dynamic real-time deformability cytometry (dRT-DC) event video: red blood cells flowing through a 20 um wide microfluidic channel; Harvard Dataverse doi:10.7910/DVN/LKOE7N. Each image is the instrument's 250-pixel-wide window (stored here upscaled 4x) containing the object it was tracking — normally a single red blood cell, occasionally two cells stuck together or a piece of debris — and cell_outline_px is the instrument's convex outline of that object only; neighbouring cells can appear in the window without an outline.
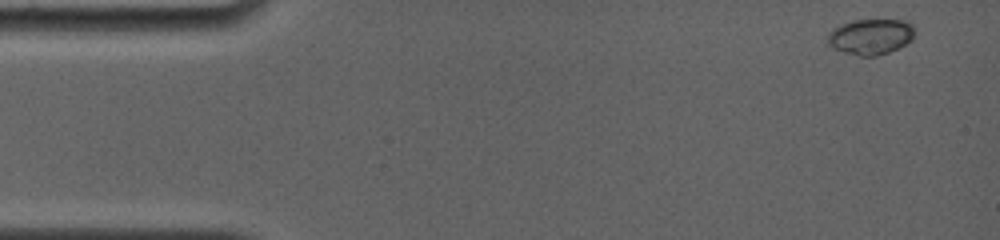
{"species": "common noctule bat (a hibernating species)", "species_latin": "Nyctalus noctula", "temperature_condition": "room temperature", "stored_images_in_passage": 10, "camera_frame_rate_fps": 4000, "um_per_image_px": 0.085, "animal": {"sex": "female", "body_mass_g": 19.0, "forearm_length_mm": 56.7}, "frame": {"image": 1, "passage_image": 1, "time_ms": 0.0, "image_size_px": [1000, 240], "cell_outline_px": [[916, 32], [912, 40], [888, 52], [876, 56], [860, 56], [844, 52], [832, 48], [828, 44], [828, 32], [832, 28], [840, 24], [852, 20], [908, 20], [912, 24]], "centroid_in_image_um": [74.0, 3.1], "position_along_channel_um": 11.0, "area_um2": 18.26}}
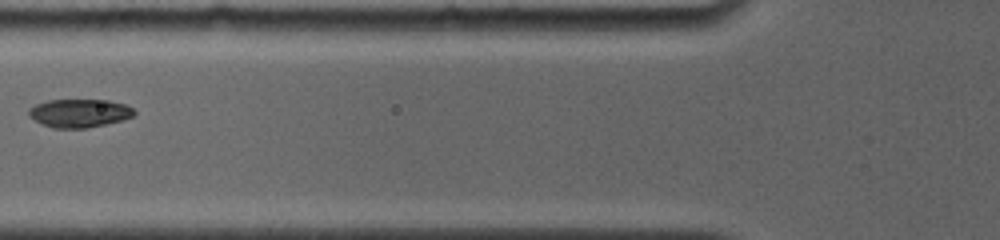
{"frame": {"image": 2, "passage_image": 9, "time_ms": 5.75, "image_size_px": [1000, 240], "cell_outline_px": [[136, 112], [132, 116], [120, 120], [104, 124], [84, 128], [52, 128], [28, 116], [28, 108], [36, 104], [48, 100], [108, 100], [124, 104], [132, 108]], "centroid_in_image_um": [6.71, 9.61], "position_along_channel_um": 119.1, "area_um2": 17.17}}
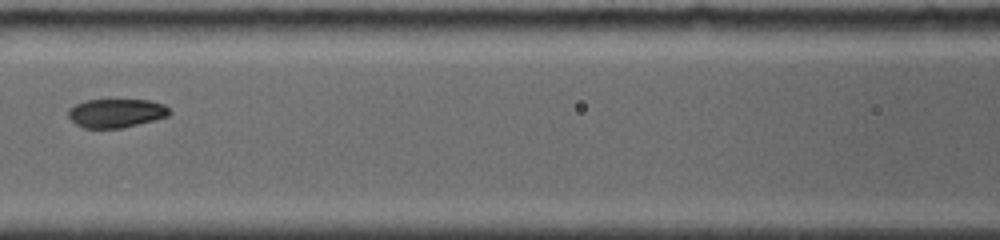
{"frame": {"image": 3, "passage_image": 10, "time_ms": 6.75, "image_size_px": [1000, 240], "cell_outline_px": [[172, 112], [168, 116], [124, 128], [84, 128], [76, 124], [68, 116], [68, 108], [76, 104], [88, 100], [148, 100], [164, 104]], "centroid_in_image_um": [9.88, 9.62], "position_along_channel_um": 156.7, "area_um2": 16.94}}